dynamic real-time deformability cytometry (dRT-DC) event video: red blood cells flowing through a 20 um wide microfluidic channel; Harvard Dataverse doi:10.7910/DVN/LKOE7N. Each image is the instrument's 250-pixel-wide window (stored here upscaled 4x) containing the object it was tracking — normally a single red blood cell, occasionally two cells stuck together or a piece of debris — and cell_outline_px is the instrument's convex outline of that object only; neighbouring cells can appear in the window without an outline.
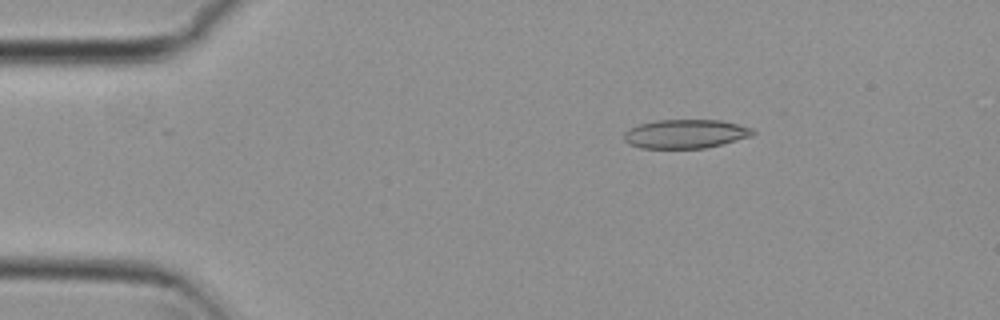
{"species": "common noctule bat (a hibernating species)", "species_latin": "Nyctalus noctula", "temperature_condition": "cold", "stored_images_in_passage": 48, "camera_frame_rate_fps": 3000, "um_per_image_px": 0.085, "animal": {"sex": "female", "body_mass_g": 29.2, "forearm_length_mm": 56.3}, "frame": {"image": 1, "passage_image": 2, "time_ms": 0.333, "image_size_px": [1000, 320], "cell_outline_px": [[756, 132], [752, 136], [704, 148], [640, 148], [628, 144], [624, 140], [624, 132], [640, 124], [656, 120], [720, 120], [752, 128]], "centroid_in_image_um": [58.25, 11.38], "position_along_channel_um": 26.8, "area_um2": 21.5}}
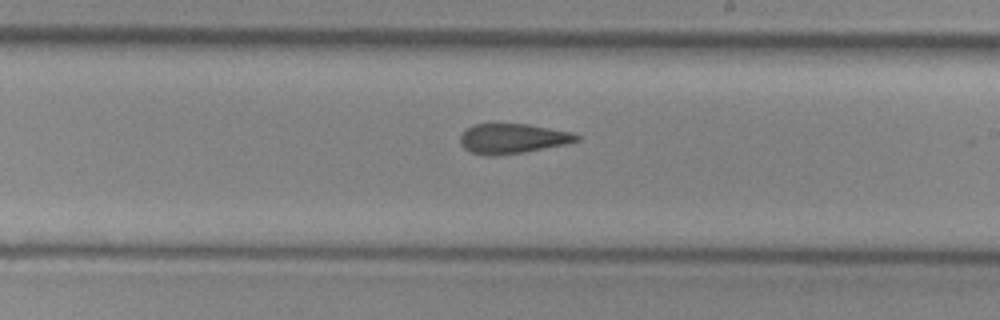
{"frame": {"image": 2, "passage_image": 25, "time_ms": 8.0, "image_size_px": [1000, 320], "cell_outline_px": [[580, 140], [568, 144], [524, 152], [492, 156], [488, 156], [472, 152], [464, 148], [460, 144], [460, 136], [468, 128], [476, 124], [528, 124], [572, 132], [580, 136]], "centroid_in_image_um": [43.61, 11.78], "position_along_channel_um": 245.4, "area_um2": 20.23}}
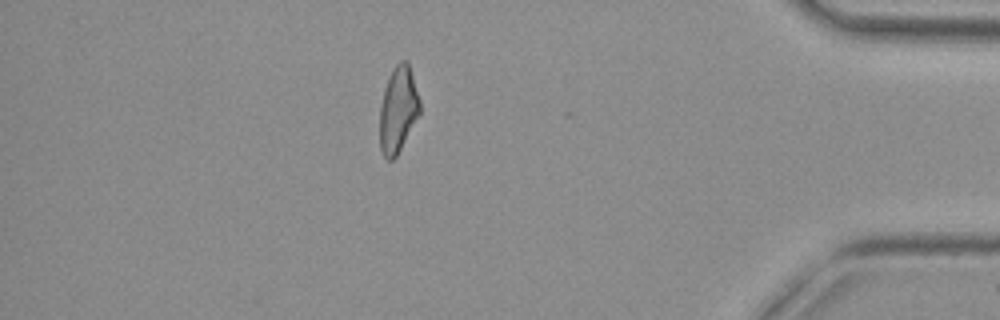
{"frame": {"image": 3, "passage_image": 41, "time_ms": 13.333, "image_size_px": [1000, 320], "cell_outline_px": [[420, 112], [396, 156], [392, 160], [388, 160], [384, 156], [380, 148], [380, 104], [384, 88], [388, 76], [396, 64], [400, 60], [408, 60], [420, 100]], "centroid_in_image_um": [33.83, 9.27], "position_along_channel_um": 401.4, "area_um2": 20.0}, "authors_computed_cell_mechanics": {"area_um2": 21.1548, "velocity_mm_per_s": 3.7413, "shape_relaxation_time_tau1_ms": null, "shape_relaxation_time_tau2_ms": 3.9456, "deformation_change_tau1": null, "deformation_change_tau2": 0.1215}}